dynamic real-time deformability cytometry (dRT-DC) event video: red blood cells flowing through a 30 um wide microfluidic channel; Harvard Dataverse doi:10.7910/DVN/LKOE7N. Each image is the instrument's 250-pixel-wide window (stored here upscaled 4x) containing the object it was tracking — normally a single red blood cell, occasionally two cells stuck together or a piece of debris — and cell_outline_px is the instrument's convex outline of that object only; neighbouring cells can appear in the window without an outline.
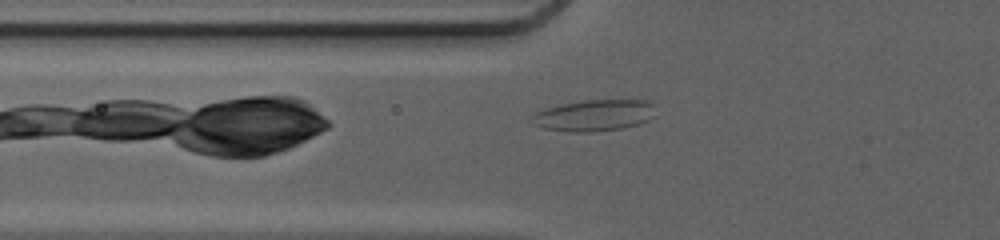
{"species": "common noctule bat (a hibernating species)", "species_latin": "Nyctalus noctula", "temperature_condition": "cold", "stored_images_in_passage": 3, "camera_frame_rate_fps": 3000, "um_per_image_px": 0.085, "animal": {"sex": "female", "body_mass_g": 20.0, "forearm_length_mm": 54.0}, "frame": {"image": 1, "passage_image": 3, "time_ms": 0.667, "image_size_px": [1000, 240], "cell_outline_px": [[656, 116], [640, 124], [620, 128], [592, 132], [568, 132], [544, 128], [528, 120], [536, 112], [560, 104], [584, 100], [644, 100], [652, 104]], "centroid_in_image_um": [50.51, 9.81], "position_along_channel_um": 75.3, "area_um2": 22.6}}